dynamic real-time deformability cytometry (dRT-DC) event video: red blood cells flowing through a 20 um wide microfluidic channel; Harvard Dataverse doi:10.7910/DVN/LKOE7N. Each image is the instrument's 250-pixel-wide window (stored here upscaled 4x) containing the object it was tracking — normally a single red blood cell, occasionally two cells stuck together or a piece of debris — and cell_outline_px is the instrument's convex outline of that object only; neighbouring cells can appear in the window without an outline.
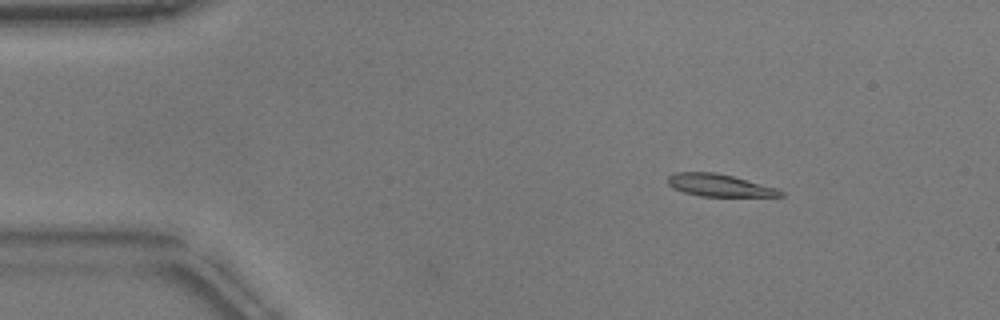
{"species": "common noctule bat (a hibernating species)", "species_latin": "Nyctalus noctula", "temperature_condition": "warm", "stored_images_in_passage": 52, "camera_frame_rate_fps": 3000, "um_per_image_px": 0.085, "animal": {"sex": "male", "body_mass_g": 17.9}, "frame": {"image": 1, "passage_image": 7, "time_ms": 2.0, "image_size_px": [1000, 320], "cell_outline_px": [[784, 196], [700, 196], [684, 192], [672, 188], [668, 184], [668, 176], [676, 172], [716, 172], [732, 176], [776, 188], [784, 192]], "centroid_in_image_um": [61.11, 15.75], "position_along_channel_um": 23.9, "area_um2": 14.51}}
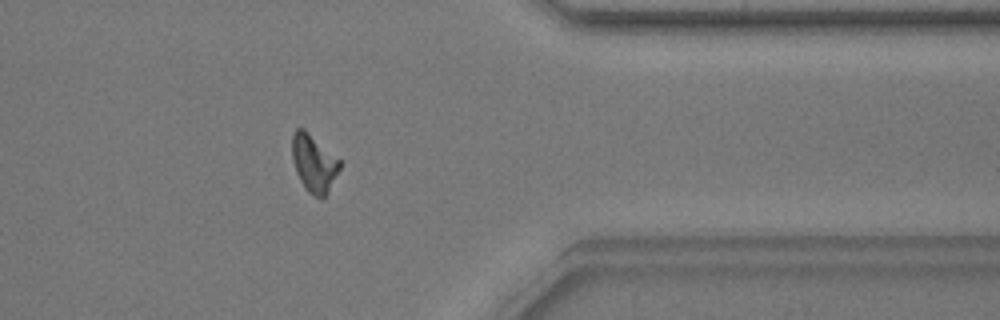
{"frame": {"image": 2, "passage_image": 42, "time_ms": 13.667, "image_size_px": [1000, 320], "cell_outline_px": [[340, 168], [328, 192], [324, 196], [312, 196], [308, 192], [300, 180], [296, 172], [292, 160], [292, 132], [296, 128], [304, 128], [340, 160]], "centroid_in_image_um": [26.65, 13.85], "position_along_channel_um": 384.7, "area_um2": 15.84}}
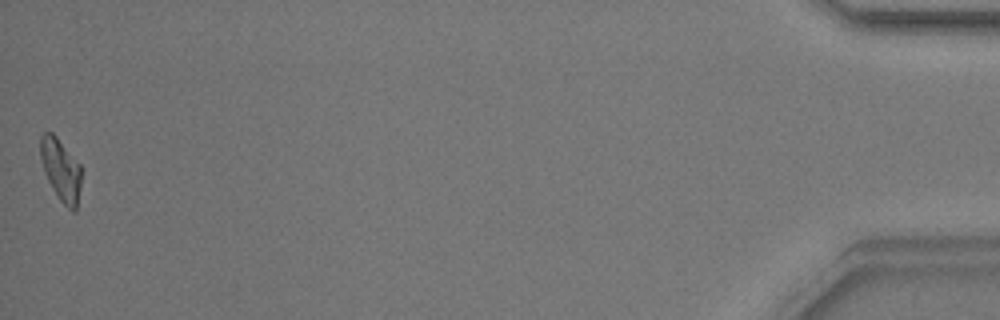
{"frame": {"image": 3, "passage_image": 52, "time_ms": 17.0, "image_size_px": [1000, 320], "cell_outline_px": [[80, 188], [76, 212], [72, 212], [60, 200], [52, 188], [44, 172], [40, 160], [40, 136], [44, 132], [52, 132], [56, 136], [80, 164]], "centroid_in_image_um": [5.16, 14.43], "position_along_channel_um": 430.0, "area_um2": 14.8}, "authors_computed_cell_mechanics": {"area_um2": 15.3748, "velocity_mm_per_s": 3.8192, "shape_relaxation_time_tau1_ms": 3.5495, "shape_relaxation_time_tau2_ms": 10.0489, "deformation_change_tau1": 0.1634, "deformation_change_tau2": 0.2224}}